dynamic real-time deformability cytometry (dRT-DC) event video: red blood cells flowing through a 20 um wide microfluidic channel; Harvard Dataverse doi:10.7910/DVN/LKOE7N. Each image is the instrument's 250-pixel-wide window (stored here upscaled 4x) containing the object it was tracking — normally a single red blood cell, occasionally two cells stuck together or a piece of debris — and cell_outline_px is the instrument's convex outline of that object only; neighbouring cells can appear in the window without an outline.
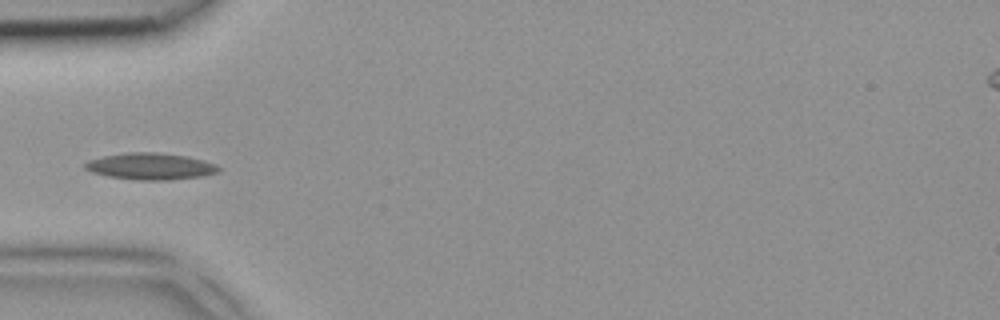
{"species": "common noctule bat (a hibernating species)", "species_latin": "Nyctalus noctula", "temperature_condition": "room temperature", "stored_images_in_passage": 5, "camera_frame_rate_fps": 3000, "um_per_image_px": 0.085, "animal": {"sex": "female", "body_mass_g": 18.4}, "frame": {"image": 1, "passage_image": 4, "time_ms": 1.0, "image_size_px": [1000, 320], "cell_outline_px": [[220, 172], [204, 176], [172, 180], [136, 180], [108, 176], [92, 172], [84, 168], [84, 164], [88, 160], [104, 156], [128, 152], [156, 152], [188, 156], [204, 160], [216, 164], [220, 168]], "centroid_in_image_um": [12.83, 14.14], "position_along_channel_um": 72.2, "area_um2": 20.92}}